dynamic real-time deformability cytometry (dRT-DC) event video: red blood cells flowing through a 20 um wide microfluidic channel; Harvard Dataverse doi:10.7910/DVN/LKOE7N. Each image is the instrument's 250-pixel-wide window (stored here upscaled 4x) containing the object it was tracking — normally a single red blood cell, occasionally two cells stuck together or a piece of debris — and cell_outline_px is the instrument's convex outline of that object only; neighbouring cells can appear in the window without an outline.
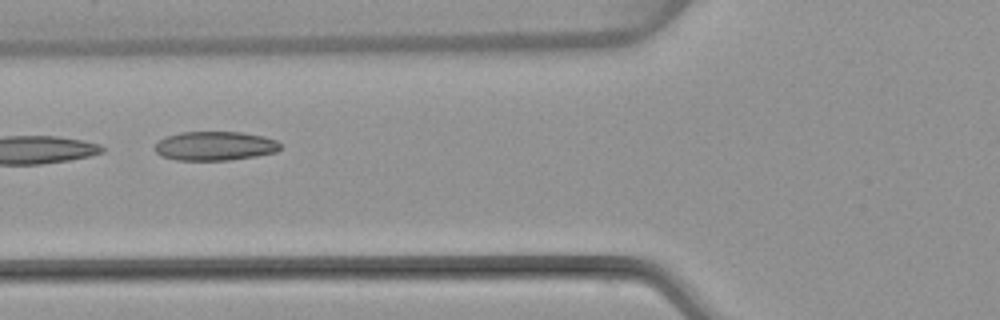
{"species": "common noctule bat (a hibernating species)", "species_latin": "Nyctalus noctula", "temperature_condition": "warm", "stored_images_in_passage": 8, "camera_frame_rate_fps": 3000, "um_per_image_px": 0.085, "animal": {"sex": "female", "body_mass_g": 22.7, "forearm_length_mm": 54.2}, "frame": {"image": 1, "passage_image": 6, "time_ms": 6.333, "image_size_px": [1000, 320], "cell_outline_px": [[280, 148], [276, 152], [256, 156], [228, 160], [176, 160], [160, 156], [152, 148], [160, 140], [168, 136], [180, 132], [240, 132], [264, 136], [276, 140], [280, 144]], "centroid_in_image_um": [18.25, 12.41], "position_along_channel_um": 107.5, "area_um2": 21.27}}
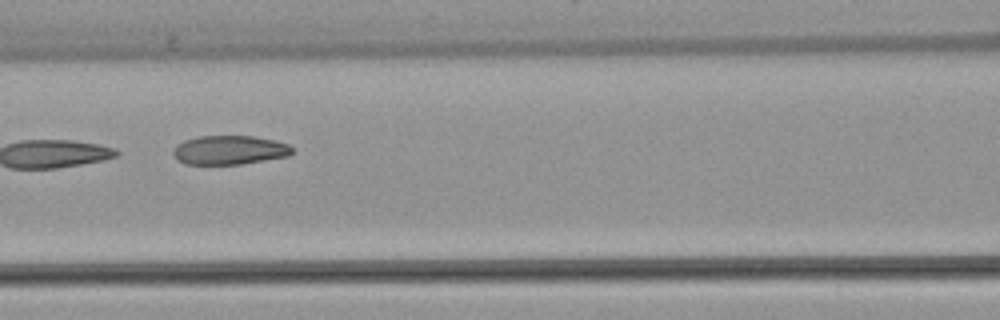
{"frame": {"image": 2, "passage_image": 7, "time_ms": 7.333, "image_size_px": [1000, 320], "cell_outline_px": [[292, 152], [288, 156], [240, 164], [184, 164], [176, 160], [172, 152], [176, 144], [184, 140], [200, 136], [252, 136], [276, 140], [288, 144], [292, 148]], "centroid_in_image_um": [19.47, 12.75], "position_along_channel_um": 147.1, "area_um2": 20.17}}
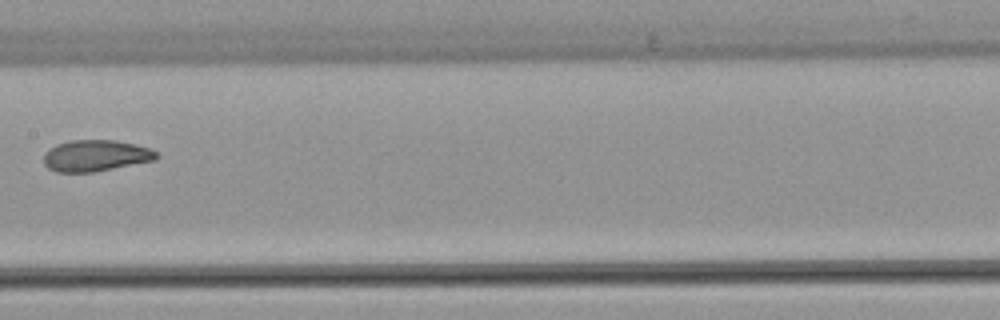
{"frame": {"image": 3, "passage_image": 8, "time_ms": 8.667, "image_size_px": [1000, 320], "cell_outline_px": [[160, 156], [156, 160], [92, 172], [56, 172], [48, 168], [44, 164], [44, 152], [48, 148], [56, 144], [72, 140], [116, 140], [148, 148], [156, 152]], "centroid_in_image_um": [8.1, 13.23], "position_along_channel_um": 199.3, "area_um2": 20.58}}